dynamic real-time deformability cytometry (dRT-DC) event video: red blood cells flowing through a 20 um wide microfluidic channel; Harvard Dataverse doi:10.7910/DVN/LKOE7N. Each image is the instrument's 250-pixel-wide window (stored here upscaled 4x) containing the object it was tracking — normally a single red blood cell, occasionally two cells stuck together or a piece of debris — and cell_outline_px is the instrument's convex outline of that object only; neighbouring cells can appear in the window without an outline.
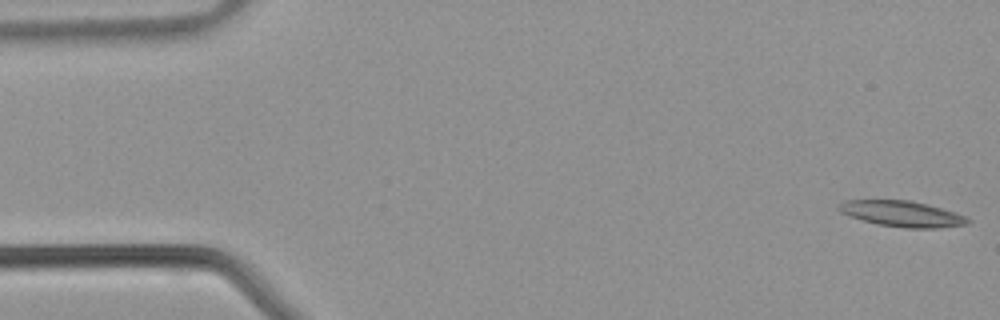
{"species": "common noctule bat (a hibernating species)", "species_latin": "Nyctalus noctula", "temperature_condition": "warm", "stored_images_in_passage": 11, "camera_frame_rate_fps": 3000, "um_per_image_px": 0.085, "animal": {"sex": "male", "body_mass_g": 21.5, "forearm_length_mm": 52.0}, "frame": {"image": 1, "passage_image": 1, "time_ms": 0.0, "image_size_px": [1000, 320], "cell_outline_px": [[972, 220], [968, 224], [936, 228], [904, 228], [880, 224], [864, 220], [840, 212], [840, 204], [848, 200], [908, 200], [940, 208], [964, 216]], "centroid_in_image_um": [76.71, 18.18], "position_along_channel_um": 8.3, "area_um2": 18.79}}